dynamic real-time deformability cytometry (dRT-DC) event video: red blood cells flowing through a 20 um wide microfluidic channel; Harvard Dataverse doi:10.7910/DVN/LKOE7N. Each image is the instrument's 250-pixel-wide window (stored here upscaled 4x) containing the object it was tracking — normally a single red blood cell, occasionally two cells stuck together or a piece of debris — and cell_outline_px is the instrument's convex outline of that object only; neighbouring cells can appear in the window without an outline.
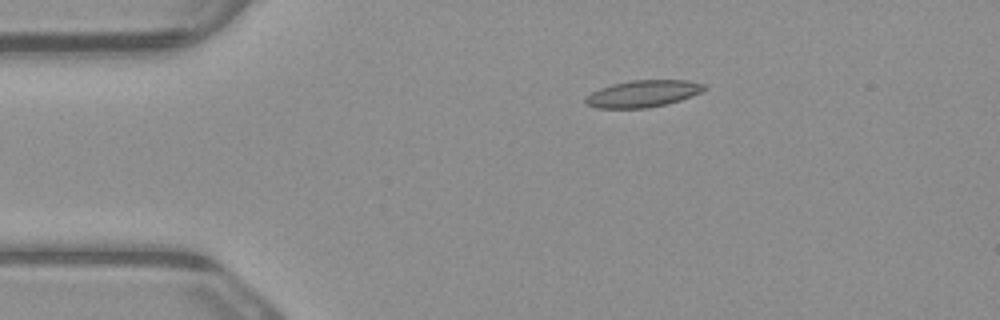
{"species": "common noctule bat (a hibernating species)", "species_latin": "Nyctalus noctula", "temperature_condition": "warm", "stored_images_in_passage": 5, "camera_frame_rate_fps": 3000, "um_per_image_px": 0.085, "animal": {"sex": "male", "body_mass_g": 23.1, "forearm_length_mm": 52.7}, "frame": {"image": 1, "passage_image": 3, "time_ms": 0.667, "image_size_px": [1000, 320], "cell_outline_px": [[708, 88], [704, 92], [680, 100], [648, 108], [596, 108], [588, 104], [584, 100], [592, 92], [600, 88], [612, 84], [632, 80], [688, 80], [704, 84]], "centroid_in_image_um": [54.7, 7.95], "position_along_channel_um": 30.3, "area_um2": 18.55}}
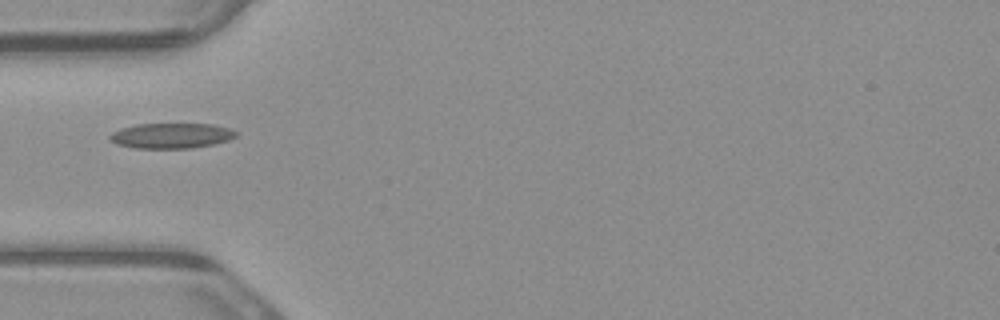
{"frame": {"image": 2, "passage_image": 5, "time_ms": 1.333, "image_size_px": [1000, 320], "cell_outline_px": [[240, 132], [236, 136], [228, 140], [212, 144], [192, 148], [136, 148], [116, 144], [108, 136], [112, 132], [120, 128], [136, 124], [212, 124], [232, 128]], "centroid_in_image_um": [14.59, 11.52], "position_along_channel_um": 70.4, "area_um2": 18.67}}